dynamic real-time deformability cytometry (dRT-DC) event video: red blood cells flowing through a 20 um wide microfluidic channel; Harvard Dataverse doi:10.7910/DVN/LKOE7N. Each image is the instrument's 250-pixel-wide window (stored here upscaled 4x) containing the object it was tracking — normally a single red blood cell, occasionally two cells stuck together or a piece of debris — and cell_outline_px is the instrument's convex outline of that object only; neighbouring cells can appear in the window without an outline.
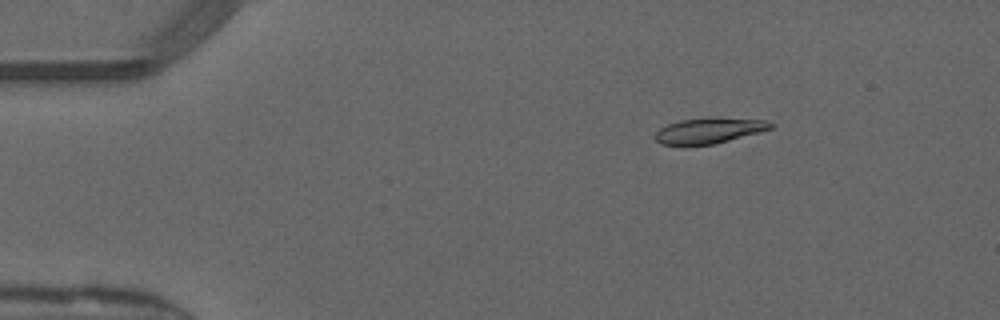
{"species": "common noctule bat (a hibernating species)", "species_latin": "Nyctalus noctula", "temperature_condition": "warm", "stored_images_in_passage": 50, "camera_frame_rate_fps": 3000, "um_per_image_px": 0.085, "animal": {"sex": "male", "forearm_length_mm": 52.5}, "frame": {"image": 1, "passage_image": 8, "time_ms": 2.333, "image_size_px": [1000, 320], "cell_outline_px": [[776, 124], [772, 128], [760, 132], [716, 144], [660, 144], [652, 136], [660, 128], [668, 124], [680, 120], [708, 116], [716, 116], [768, 120]], "centroid_in_image_um": [60.33, 11.06], "position_along_channel_um": 24.7, "area_um2": 17.69}}
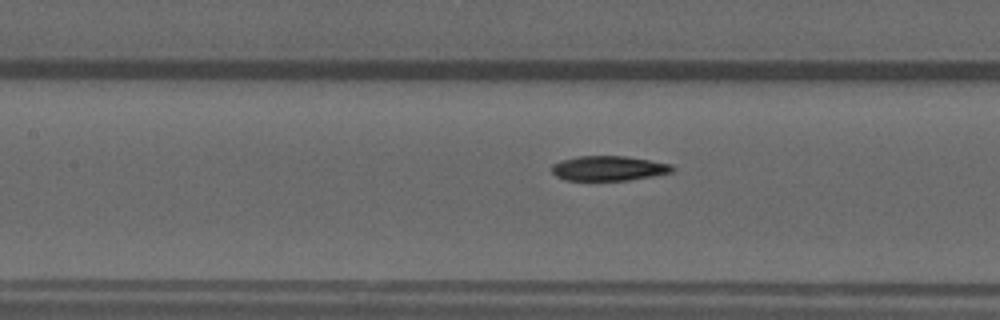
{"frame": {"image": 2, "passage_image": 23, "time_ms": 7.333, "image_size_px": [1000, 320], "cell_outline_px": [[676, 168], [672, 172], [652, 176], [628, 180], [564, 180], [556, 176], [552, 172], [552, 164], [560, 160], [576, 156], [624, 156], [672, 164]], "centroid_in_image_um": [51.71, 14.3], "position_along_channel_um": 155.7, "area_um2": 17.46}}
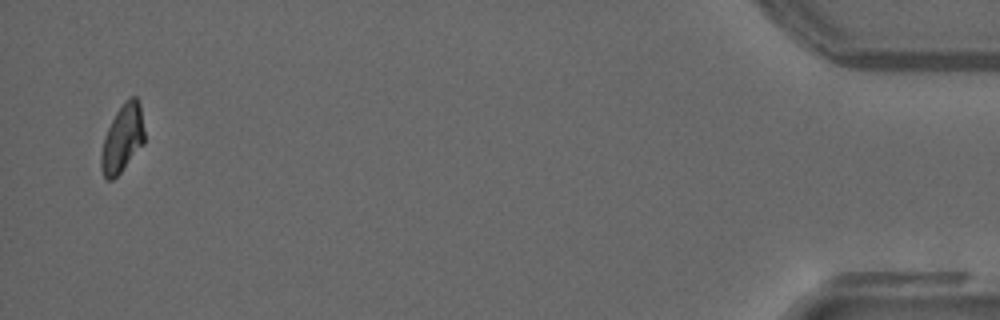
{"frame": {"image": 3, "passage_image": 49, "time_ms": 16.0, "image_size_px": [1000, 320], "cell_outline_px": [[144, 144], [120, 172], [112, 180], [108, 180], [104, 176], [100, 168], [100, 156], [104, 136], [116, 112], [124, 100], [128, 96], [136, 96], [140, 104], [144, 128]], "centroid_in_image_um": [10.4, 11.74], "position_along_channel_um": 424.8, "area_um2": 17.17}, "authors_computed_cell_mechanics": {"area_um2": 18.0047, "velocity_mm_per_s": 4.1132, "shape_relaxation_time_tau1_ms": null, "shape_relaxation_time_tau2_ms": 3.8386, "deformation_change_tau1": null, "deformation_change_tau2": 0.0862}}